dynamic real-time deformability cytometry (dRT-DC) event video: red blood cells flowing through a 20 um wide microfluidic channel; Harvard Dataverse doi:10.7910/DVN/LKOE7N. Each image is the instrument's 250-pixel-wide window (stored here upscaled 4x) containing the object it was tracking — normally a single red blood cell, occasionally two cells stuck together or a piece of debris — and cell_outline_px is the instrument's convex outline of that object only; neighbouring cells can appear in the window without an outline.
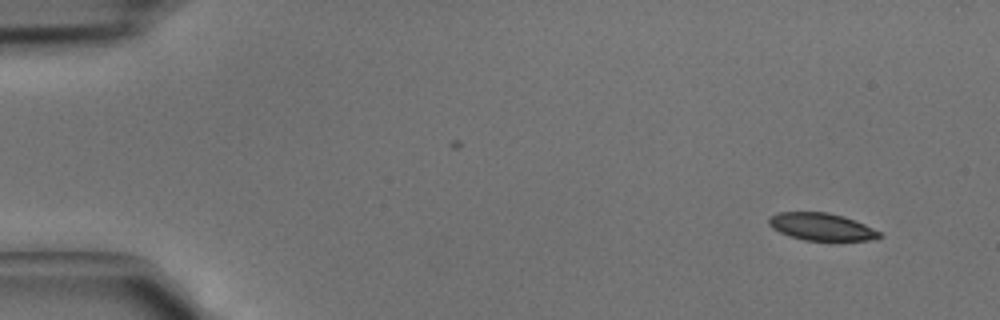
{"species": "common noctule bat (a hibernating species)", "species_latin": "Nyctalus noctula", "temperature_condition": "cold", "stored_images_in_passage": 4, "camera_frame_rate_fps": 3000, "um_per_image_px": 0.085, "animal": {"sex": "male", "body_mass_g": 15.6}, "frame": {"image": 1, "passage_image": 1, "time_ms": 0.0, "image_size_px": [1000, 320], "cell_outline_px": [[884, 236], [868, 240], [804, 240], [788, 236], [772, 228], [768, 224], [768, 216], [780, 212], [828, 212], [844, 216], [856, 220], [880, 232]], "centroid_in_image_um": [69.8, 19.26], "position_along_channel_um": 15.2, "area_um2": 17.69}}
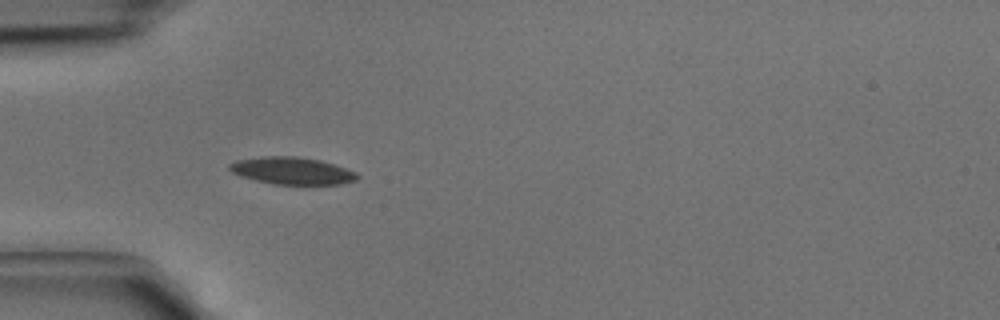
{"frame": {"image": 2, "passage_image": 4, "time_ms": 1.0, "image_size_px": [1000, 320], "cell_outline_px": [[360, 176], [356, 180], [340, 184], [276, 184], [256, 180], [240, 176], [232, 172], [228, 168], [228, 164], [236, 160], [264, 156], [296, 156], [320, 160], [356, 172]], "centroid_in_image_um": [24.8, 14.51], "position_along_channel_um": 60.2, "area_um2": 20.11}}